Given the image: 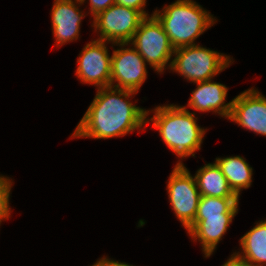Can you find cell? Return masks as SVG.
I'll use <instances>...</instances> for the list:
<instances>
[{
  "label": "cell",
  "mask_w": 266,
  "mask_h": 266,
  "mask_svg": "<svg viewBox=\"0 0 266 266\" xmlns=\"http://www.w3.org/2000/svg\"><path fill=\"white\" fill-rule=\"evenodd\" d=\"M233 217L235 216H205L204 220H194L186 229L194 241H200L205 257L213 254Z\"/></svg>",
  "instance_id": "cell-13"
},
{
  "label": "cell",
  "mask_w": 266,
  "mask_h": 266,
  "mask_svg": "<svg viewBox=\"0 0 266 266\" xmlns=\"http://www.w3.org/2000/svg\"><path fill=\"white\" fill-rule=\"evenodd\" d=\"M238 201L239 197L200 196L194 220H204L205 216H235Z\"/></svg>",
  "instance_id": "cell-17"
},
{
  "label": "cell",
  "mask_w": 266,
  "mask_h": 266,
  "mask_svg": "<svg viewBox=\"0 0 266 266\" xmlns=\"http://www.w3.org/2000/svg\"><path fill=\"white\" fill-rule=\"evenodd\" d=\"M228 119L266 136V98L254 88L242 92L232 100Z\"/></svg>",
  "instance_id": "cell-10"
},
{
  "label": "cell",
  "mask_w": 266,
  "mask_h": 266,
  "mask_svg": "<svg viewBox=\"0 0 266 266\" xmlns=\"http://www.w3.org/2000/svg\"><path fill=\"white\" fill-rule=\"evenodd\" d=\"M11 180L0 176V216H10L9 196L11 191Z\"/></svg>",
  "instance_id": "cell-18"
},
{
  "label": "cell",
  "mask_w": 266,
  "mask_h": 266,
  "mask_svg": "<svg viewBox=\"0 0 266 266\" xmlns=\"http://www.w3.org/2000/svg\"><path fill=\"white\" fill-rule=\"evenodd\" d=\"M10 216H0V224H1V221L4 219H8Z\"/></svg>",
  "instance_id": "cell-23"
},
{
  "label": "cell",
  "mask_w": 266,
  "mask_h": 266,
  "mask_svg": "<svg viewBox=\"0 0 266 266\" xmlns=\"http://www.w3.org/2000/svg\"><path fill=\"white\" fill-rule=\"evenodd\" d=\"M129 44L160 73L166 68L175 50L162 24L153 14L140 22Z\"/></svg>",
  "instance_id": "cell-5"
},
{
  "label": "cell",
  "mask_w": 266,
  "mask_h": 266,
  "mask_svg": "<svg viewBox=\"0 0 266 266\" xmlns=\"http://www.w3.org/2000/svg\"><path fill=\"white\" fill-rule=\"evenodd\" d=\"M54 1L51 11V25L56 44L61 46L66 42L78 39L80 24L84 14L75 4L79 3V5H82L83 3L81 0Z\"/></svg>",
  "instance_id": "cell-11"
},
{
  "label": "cell",
  "mask_w": 266,
  "mask_h": 266,
  "mask_svg": "<svg viewBox=\"0 0 266 266\" xmlns=\"http://www.w3.org/2000/svg\"><path fill=\"white\" fill-rule=\"evenodd\" d=\"M117 45L121 49L111 56V87L138 92L147 78L146 61L135 48H122L128 43Z\"/></svg>",
  "instance_id": "cell-8"
},
{
  "label": "cell",
  "mask_w": 266,
  "mask_h": 266,
  "mask_svg": "<svg viewBox=\"0 0 266 266\" xmlns=\"http://www.w3.org/2000/svg\"><path fill=\"white\" fill-rule=\"evenodd\" d=\"M172 171L167 185L170 204L183 227L187 229L194 222L201 195L195 177L181 161Z\"/></svg>",
  "instance_id": "cell-6"
},
{
  "label": "cell",
  "mask_w": 266,
  "mask_h": 266,
  "mask_svg": "<svg viewBox=\"0 0 266 266\" xmlns=\"http://www.w3.org/2000/svg\"><path fill=\"white\" fill-rule=\"evenodd\" d=\"M115 3L121 6L133 8L139 11L144 17H148V13L144 11L146 0H115Z\"/></svg>",
  "instance_id": "cell-20"
},
{
  "label": "cell",
  "mask_w": 266,
  "mask_h": 266,
  "mask_svg": "<svg viewBox=\"0 0 266 266\" xmlns=\"http://www.w3.org/2000/svg\"><path fill=\"white\" fill-rule=\"evenodd\" d=\"M144 18L139 11L115 3L94 17L93 27L100 32L97 40L130 43Z\"/></svg>",
  "instance_id": "cell-7"
},
{
  "label": "cell",
  "mask_w": 266,
  "mask_h": 266,
  "mask_svg": "<svg viewBox=\"0 0 266 266\" xmlns=\"http://www.w3.org/2000/svg\"><path fill=\"white\" fill-rule=\"evenodd\" d=\"M201 196L238 197L229 186L220 167L215 163L205 164L194 176Z\"/></svg>",
  "instance_id": "cell-15"
},
{
  "label": "cell",
  "mask_w": 266,
  "mask_h": 266,
  "mask_svg": "<svg viewBox=\"0 0 266 266\" xmlns=\"http://www.w3.org/2000/svg\"><path fill=\"white\" fill-rule=\"evenodd\" d=\"M222 266H246L244 263L236 259L233 255Z\"/></svg>",
  "instance_id": "cell-22"
},
{
  "label": "cell",
  "mask_w": 266,
  "mask_h": 266,
  "mask_svg": "<svg viewBox=\"0 0 266 266\" xmlns=\"http://www.w3.org/2000/svg\"><path fill=\"white\" fill-rule=\"evenodd\" d=\"M153 15L162 24L174 49L195 45L194 41L208 28L215 18L192 0H177Z\"/></svg>",
  "instance_id": "cell-3"
},
{
  "label": "cell",
  "mask_w": 266,
  "mask_h": 266,
  "mask_svg": "<svg viewBox=\"0 0 266 266\" xmlns=\"http://www.w3.org/2000/svg\"><path fill=\"white\" fill-rule=\"evenodd\" d=\"M154 116L147 122L153 121V128L157 129L172 152L181 159L201 148L205 129L196 123L195 114L190 113L185 106L162 105L153 110Z\"/></svg>",
  "instance_id": "cell-2"
},
{
  "label": "cell",
  "mask_w": 266,
  "mask_h": 266,
  "mask_svg": "<svg viewBox=\"0 0 266 266\" xmlns=\"http://www.w3.org/2000/svg\"><path fill=\"white\" fill-rule=\"evenodd\" d=\"M242 251L232 254L246 266L266 265V221H260L240 239Z\"/></svg>",
  "instance_id": "cell-14"
},
{
  "label": "cell",
  "mask_w": 266,
  "mask_h": 266,
  "mask_svg": "<svg viewBox=\"0 0 266 266\" xmlns=\"http://www.w3.org/2000/svg\"><path fill=\"white\" fill-rule=\"evenodd\" d=\"M211 81L196 83L197 88L192 91L188 107L201 112H217L222 117L229 118L232 101L225 104L228 88L221 83Z\"/></svg>",
  "instance_id": "cell-12"
},
{
  "label": "cell",
  "mask_w": 266,
  "mask_h": 266,
  "mask_svg": "<svg viewBox=\"0 0 266 266\" xmlns=\"http://www.w3.org/2000/svg\"><path fill=\"white\" fill-rule=\"evenodd\" d=\"M106 41L94 40L83 48L77 60V77L98 88L111 86V56Z\"/></svg>",
  "instance_id": "cell-9"
},
{
  "label": "cell",
  "mask_w": 266,
  "mask_h": 266,
  "mask_svg": "<svg viewBox=\"0 0 266 266\" xmlns=\"http://www.w3.org/2000/svg\"><path fill=\"white\" fill-rule=\"evenodd\" d=\"M92 266H133V265L122 263V262H118V261H114V260H110L108 258H105V257L103 258L102 257L100 260H98Z\"/></svg>",
  "instance_id": "cell-21"
},
{
  "label": "cell",
  "mask_w": 266,
  "mask_h": 266,
  "mask_svg": "<svg viewBox=\"0 0 266 266\" xmlns=\"http://www.w3.org/2000/svg\"><path fill=\"white\" fill-rule=\"evenodd\" d=\"M173 56L169 68L194 83L212 80L231 64L229 56L198 44L177 48Z\"/></svg>",
  "instance_id": "cell-4"
},
{
  "label": "cell",
  "mask_w": 266,
  "mask_h": 266,
  "mask_svg": "<svg viewBox=\"0 0 266 266\" xmlns=\"http://www.w3.org/2000/svg\"><path fill=\"white\" fill-rule=\"evenodd\" d=\"M216 164L226 177L232 191L239 197L241 189H247L252 183V167L240 156L216 158Z\"/></svg>",
  "instance_id": "cell-16"
},
{
  "label": "cell",
  "mask_w": 266,
  "mask_h": 266,
  "mask_svg": "<svg viewBox=\"0 0 266 266\" xmlns=\"http://www.w3.org/2000/svg\"><path fill=\"white\" fill-rule=\"evenodd\" d=\"M90 1V12L92 16L95 17L98 13L108 9L110 6L115 4V0H89ZM82 3L85 0H81Z\"/></svg>",
  "instance_id": "cell-19"
},
{
  "label": "cell",
  "mask_w": 266,
  "mask_h": 266,
  "mask_svg": "<svg viewBox=\"0 0 266 266\" xmlns=\"http://www.w3.org/2000/svg\"><path fill=\"white\" fill-rule=\"evenodd\" d=\"M135 93L138 92L111 86L98 88L72 137L109 139L142 129L147 123L149 111L129 101Z\"/></svg>",
  "instance_id": "cell-1"
}]
</instances>
